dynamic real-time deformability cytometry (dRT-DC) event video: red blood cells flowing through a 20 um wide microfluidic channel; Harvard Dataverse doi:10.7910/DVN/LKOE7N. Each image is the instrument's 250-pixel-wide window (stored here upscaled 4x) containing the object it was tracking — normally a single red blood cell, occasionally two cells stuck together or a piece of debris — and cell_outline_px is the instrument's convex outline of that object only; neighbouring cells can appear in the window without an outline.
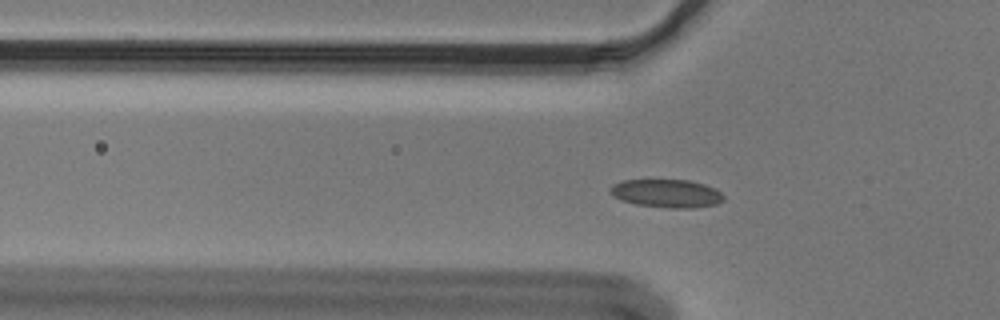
{"species": "Egyptian fruit bat (a non-hibernating species)", "species_latin": "Rousettus aegyptiacus", "temperature_condition": "cold", "stored_images_in_passage": 44, "camera_frame_rate_fps": 3000, "um_per_image_px": 0.085, "animal": {"sex": "male"}, "frame": {"image": 1, "passage_image": 6, "time_ms": 1.667, "image_size_px": [1000, 320], "cell_outline_px": [[724, 200], [716, 204], [692, 208], [668, 208], [636, 204], [620, 200], [612, 196], [608, 192], [612, 184], [624, 180], [688, 180], [704, 184], [716, 188], [724, 196]], "centroid_in_image_um": [56.64, 16.44], "position_along_channel_um": 69.2, "area_um2": 18.79}}
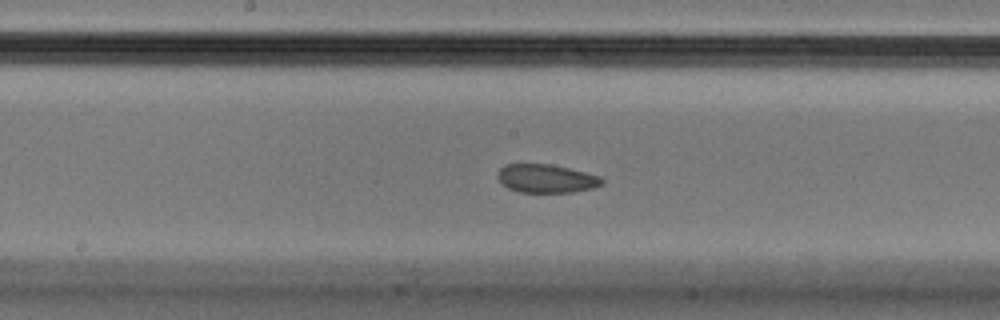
{"frame": {"image": 2, "passage_image": 17, "time_ms": 5.333, "image_size_px": [1000, 320], "cell_outline_px": [[604, 184], [592, 188], [572, 192], [520, 192], [508, 188], [496, 176], [500, 168], [504, 164], [548, 164], [568, 168], [600, 176], [604, 180]], "centroid_in_image_um": [46.44, 15.17], "position_along_channel_um": 201.8, "area_um2": 17.17}}
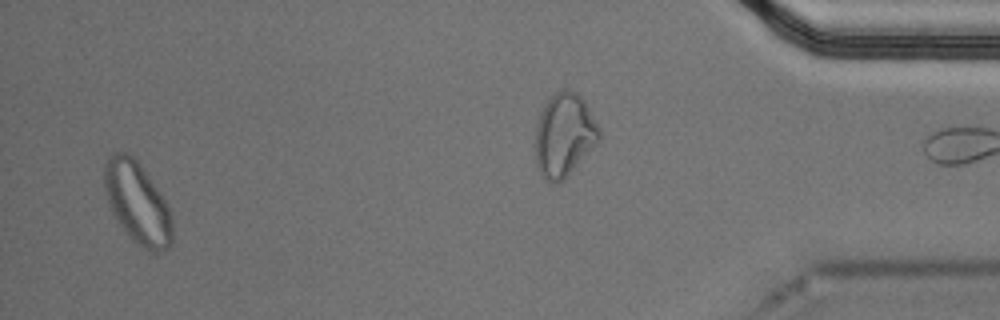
{"frame": {"image": 3, "passage_image": 42, "time_ms": 13.667, "image_size_px": [1000, 320], "cell_outline_px": [[172, 244], [168, 248], [156, 256], [132, 240], [116, 220], [112, 212], [104, 192], [104, 164], [108, 156], [112, 152], [124, 152], [132, 156], [136, 160], [156, 188], [164, 200], [172, 216]], "centroid_in_image_um": [11.66, 17.29], "position_along_channel_um": 423.5, "area_um2": 32.37}, "authors_computed_cell_mechanics": {"area_um2": 18.3226, "velocity_mm_per_s": 3.6015, "shape_relaxation_time_tau1_ms": 4.4545, "shape_relaxation_time_tau2_ms": 2.1199, "deformation_change_tau1": 0.0963, "deformation_change_tau2": 0.0662}}